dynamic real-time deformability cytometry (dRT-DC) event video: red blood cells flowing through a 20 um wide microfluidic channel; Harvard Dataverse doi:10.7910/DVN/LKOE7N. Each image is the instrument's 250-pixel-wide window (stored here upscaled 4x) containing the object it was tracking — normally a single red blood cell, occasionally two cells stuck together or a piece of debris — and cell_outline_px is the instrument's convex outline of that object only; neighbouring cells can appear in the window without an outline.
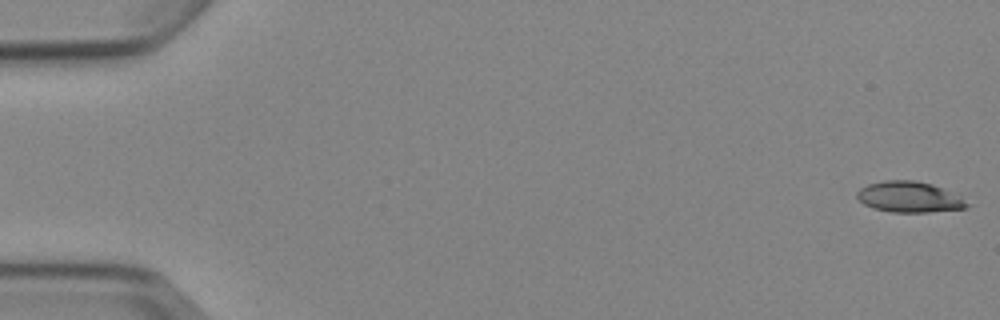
{"species": "Egyptian fruit bat (a non-hibernating species)", "species_latin": "Rousettus aegyptiacus", "temperature_condition": "cold", "stored_images_in_passage": 5, "camera_frame_rate_fps": 3000, "um_per_image_px": 0.085, "animal": {"sex": "female"}, "frame": {"image": 1, "passage_image": 1, "time_ms": 0.0, "image_size_px": [1000, 320], "cell_outline_px": [[968, 208], [928, 212], [892, 212], [872, 208], [864, 204], [856, 196], [856, 192], [860, 188], [868, 184], [884, 180], [916, 180], [932, 184], [960, 196], [968, 204]], "centroid_in_image_um": [77.26, 16.74], "position_along_channel_um": 7.7, "area_um2": 19.71}}
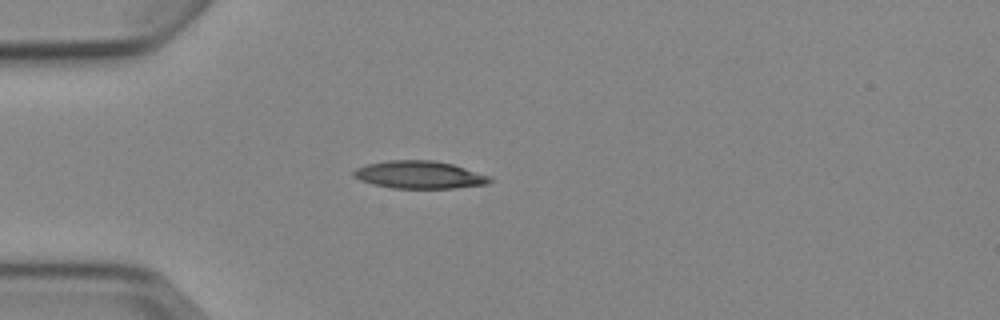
{"frame": {"image": 2, "passage_image": 5, "time_ms": 4.667, "image_size_px": [1000, 320], "cell_outline_px": [[492, 180], [488, 184], [456, 188], [392, 188], [372, 184], [360, 180], [352, 176], [352, 172], [356, 168], [368, 164], [388, 160], [432, 160], [452, 164], [492, 176]], "centroid_in_image_um": [35.66, 14.86], "position_along_channel_um": 49.3, "area_um2": 22.02}}